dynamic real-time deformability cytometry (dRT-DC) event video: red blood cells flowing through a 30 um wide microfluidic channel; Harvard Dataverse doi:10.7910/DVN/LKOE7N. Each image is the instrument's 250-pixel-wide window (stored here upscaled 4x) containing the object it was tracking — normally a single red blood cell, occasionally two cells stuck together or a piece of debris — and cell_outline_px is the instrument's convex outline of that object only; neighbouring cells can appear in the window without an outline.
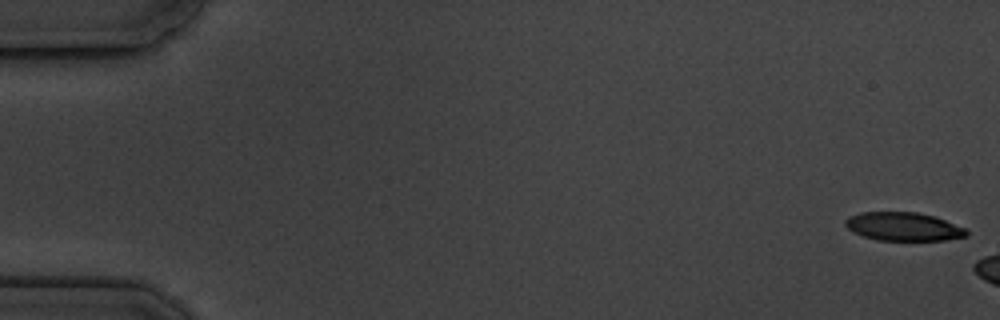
{"species": "common noctule bat (a hibernating species)", "species_latin": "Nyctalus noctula", "temperature_condition": "cold", "stored_images_in_passage": 3, "camera_frame_rate_fps": 3000, "um_per_image_px": 0.085, "animal": {"sex": "male", "body_mass_g": 19.5, "forearm_length_mm": 54.6}, "frame": {"image": 1, "passage_image": 1, "time_ms": 0.0, "image_size_px": [1000, 320], "cell_outline_px": [[968, 236], [944, 240], [876, 240], [852, 232], [844, 224], [844, 220], [848, 216], [860, 212], [916, 212], [936, 216], [964, 228], [968, 232]], "centroid_in_image_um": [76.76, 19.25], "position_along_channel_um": 8.2, "area_um2": 20.17}}